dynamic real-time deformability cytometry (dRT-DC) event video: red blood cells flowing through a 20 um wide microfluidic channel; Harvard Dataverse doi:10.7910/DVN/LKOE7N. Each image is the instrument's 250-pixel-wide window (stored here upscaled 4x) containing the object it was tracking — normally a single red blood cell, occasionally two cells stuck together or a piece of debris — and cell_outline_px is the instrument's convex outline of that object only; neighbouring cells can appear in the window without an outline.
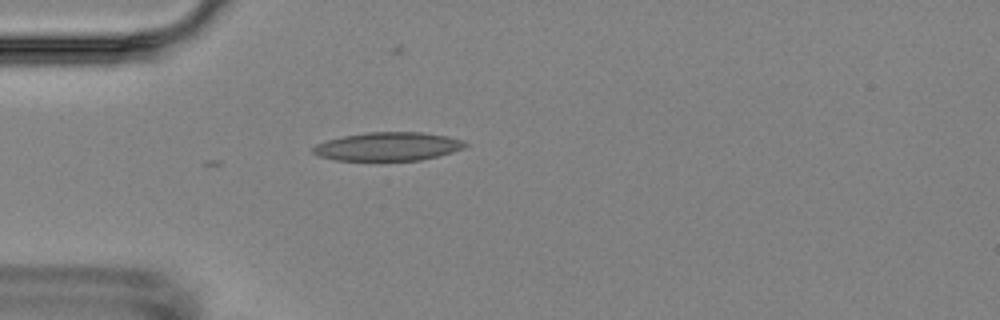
{"species": "Egyptian fruit bat (a non-hibernating species)", "species_latin": "Rousettus aegyptiacus", "temperature_condition": "room temperature", "stored_images_in_passage": 3, "camera_frame_rate_fps": 3000, "um_per_image_px": 0.085, "animal": {"sex": "female"}, "frame": {"image": 1, "passage_image": 3, "time_ms": 2.333, "image_size_px": [1000, 320], "cell_outline_px": [[468, 144], [464, 148], [452, 152], [420, 160], [336, 160], [320, 156], [312, 152], [312, 148], [316, 144], [328, 140], [344, 136], [368, 132], [424, 132], [448, 136], [460, 140]], "centroid_in_image_um": [32.98, 12.44], "position_along_channel_um": 52.0, "area_um2": 25.03}}